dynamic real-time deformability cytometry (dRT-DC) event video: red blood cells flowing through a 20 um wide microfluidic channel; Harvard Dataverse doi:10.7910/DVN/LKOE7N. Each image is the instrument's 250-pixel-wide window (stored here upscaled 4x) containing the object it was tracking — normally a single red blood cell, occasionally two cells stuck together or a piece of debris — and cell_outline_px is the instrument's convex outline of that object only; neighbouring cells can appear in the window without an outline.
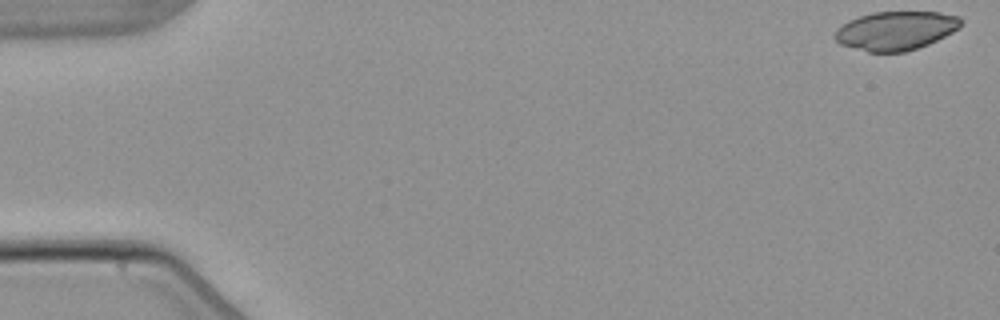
{"species": "common noctule bat (a hibernating species)", "species_latin": "Nyctalus noctula", "temperature_condition": "warm", "stored_images_in_passage": 4, "camera_frame_rate_fps": 3000, "um_per_image_px": 0.085, "animal": {"sex": "male", "body_mass_g": 21.5, "forearm_length_mm": 52.0}, "frame": {"image": 1, "passage_image": 1, "time_ms": 0.0, "image_size_px": [1000, 320], "cell_outline_px": [[960, 24], [952, 32], [928, 44], [904, 52], [868, 52], [840, 44], [832, 36], [836, 28], [848, 20], [872, 12], [940, 12], [960, 16]], "centroid_in_image_um": [76.08, 2.6], "position_along_channel_um": 8.9, "area_um2": 28.38}}
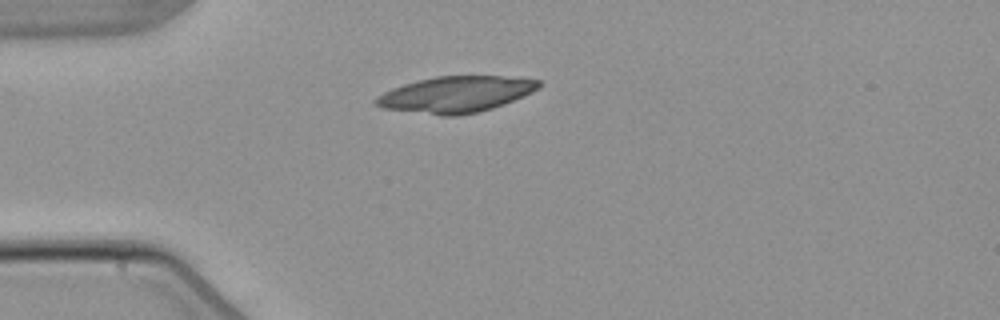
{"frame": {"image": 2, "passage_image": 4, "time_ms": 4.333, "image_size_px": [1000, 320], "cell_outline_px": [[540, 88], [532, 92], [504, 104], [492, 108], [476, 112], [456, 116], [440, 116], [380, 108], [372, 104], [372, 100], [376, 96], [392, 88], [404, 84], [436, 76], [500, 76], [540, 80]], "centroid_in_image_um": [38.68, 8.03], "position_along_channel_um": 46.3, "area_um2": 34.39}}